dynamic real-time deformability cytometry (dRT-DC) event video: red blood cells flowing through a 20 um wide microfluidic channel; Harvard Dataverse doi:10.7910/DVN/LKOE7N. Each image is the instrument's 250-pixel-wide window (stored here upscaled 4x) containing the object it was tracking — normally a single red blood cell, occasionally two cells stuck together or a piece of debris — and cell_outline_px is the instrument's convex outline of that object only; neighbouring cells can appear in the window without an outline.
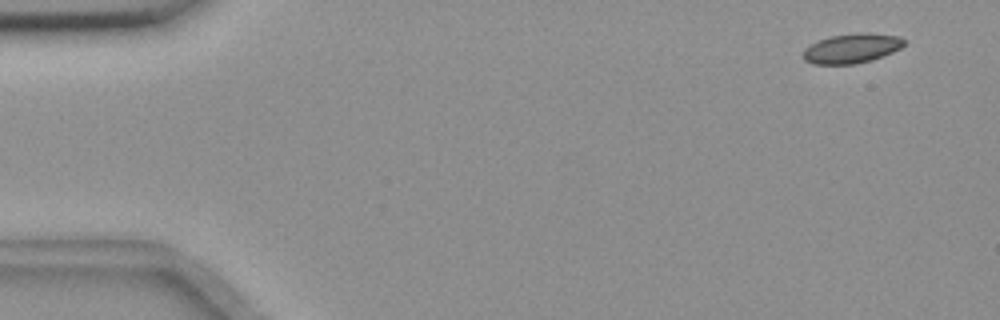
{"species": "common noctule bat (a hibernating species)", "species_latin": "Nyctalus noctula", "temperature_condition": "room temperature", "stored_images_in_passage": 53, "camera_frame_rate_fps": 3000, "um_per_image_px": 0.085, "animal": {"sex": "female", "body_mass_g": 18.4}, "frame": {"image": 1, "passage_image": 1, "time_ms": 0.0, "image_size_px": [1000, 320], "cell_outline_px": [[908, 40], [900, 48], [884, 56], [872, 60], [852, 64], [812, 64], [804, 60], [804, 48], [820, 40], [832, 36], [856, 32], [868, 32], [900, 36]], "centroid_in_image_um": [72.45, 4.1], "position_along_channel_um": 12.6, "area_um2": 17.51}}
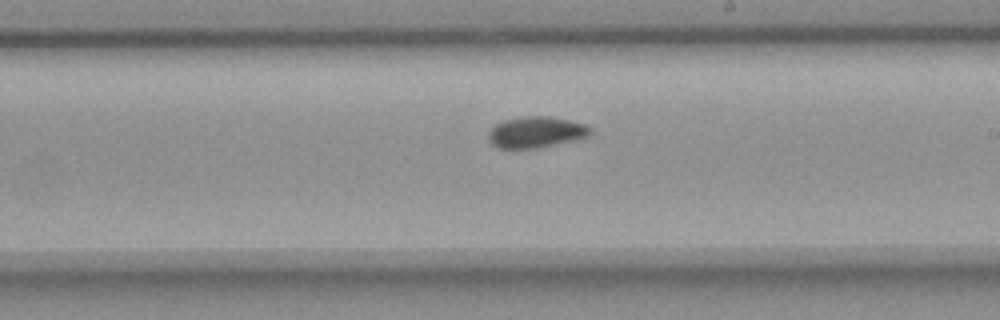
{"frame": {"image": 2, "passage_image": 30, "time_ms": 9.667, "image_size_px": [1000, 320], "cell_outline_px": [[592, 132], [588, 136], [536, 148], [500, 148], [492, 144], [488, 136], [488, 132], [496, 124], [504, 120], [524, 116], [548, 116], [588, 124], [592, 128]], "centroid_in_image_um": [45.57, 11.22], "position_along_channel_um": 243.4, "area_um2": 18.26}}
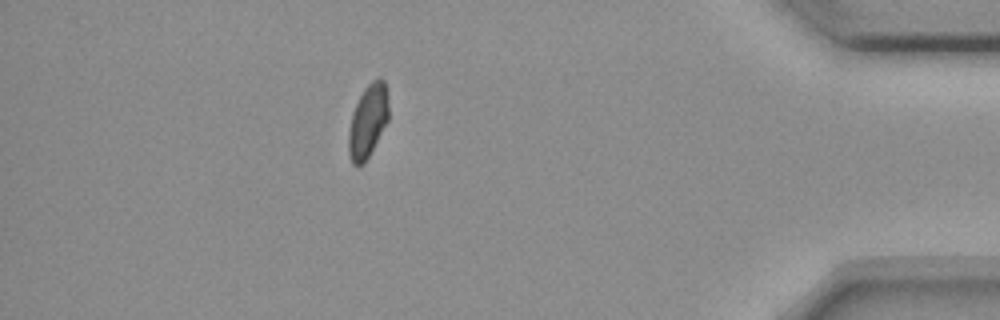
{"frame": {"image": 3, "passage_image": 47, "time_ms": 15.333, "image_size_px": [1000, 320], "cell_outline_px": [[388, 120], [364, 164], [352, 164], [348, 152], [348, 132], [352, 112], [364, 88], [372, 80], [380, 76], [384, 80], [388, 104]], "centroid_in_image_um": [31.25, 10.27], "position_along_channel_um": 403.9, "area_um2": 16.94}, "authors_computed_cell_mechanics": {"area_um2": 17.8024, "velocity_mm_per_s": 3.6338, "shape_relaxation_time_tau1_ms": 8.9242, "shape_relaxation_time_tau2_ms": 5.0053, "deformation_change_tau1": 0.1024, "deformation_change_tau2": 0.0678}}